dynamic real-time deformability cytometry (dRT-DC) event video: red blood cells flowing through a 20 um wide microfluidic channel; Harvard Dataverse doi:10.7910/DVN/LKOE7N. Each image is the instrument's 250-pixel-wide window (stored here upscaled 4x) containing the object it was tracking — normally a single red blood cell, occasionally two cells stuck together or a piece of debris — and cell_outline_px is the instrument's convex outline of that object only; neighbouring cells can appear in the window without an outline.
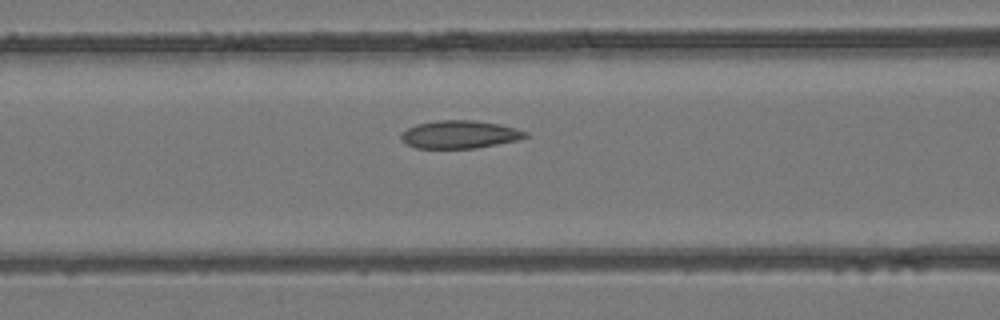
{"species": "common noctule bat (a hibernating species)", "species_latin": "Nyctalus noctula", "temperature_condition": "room temperature", "stored_images_in_passage": 31, "camera_frame_rate_fps": 3000, "um_per_image_px": 0.085, "animal": {"sex": "female", "body_mass_g": 24.6, "forearm_length_mm": 56.2}, "frame": {"image": 1, "passage_image": 15, "time_ms": 4.667, "image_size_px": [1000, 320], "cell_outline_px": [[528, 136], [516, 140], [476, 148], [416, 148], [400, 140], [400, 132], [416, 124], [436, 120], [472, 120], [500, 124], [516, 128], [528, 132]], "centroid_in_image_um": [39.04, 11.42], "position_along_channel_um": 127.6, "area_um2": 20.23}}
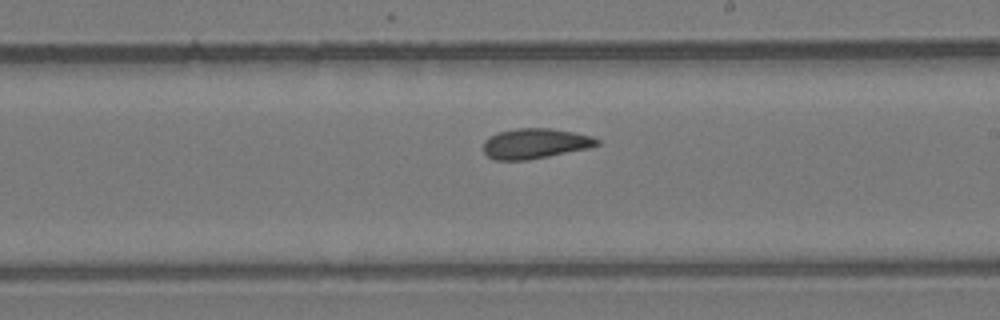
{"frame": {"image": 2, "passage_image": 23, "time_ms": 7.333, "image_size_px": [1000, 320], "cell_outline_px": [[600, 144], [588, 148], [528, 160], [492, 160], [484, 152], [484, 140], [500, 132], [516, 128], [548, 128], [572, 132], [592, 136], [600, 140]], "centroid_in_image_um": [45.48, 12.2], "position_along_channel_um": 243.5, "area_um2": 19.83}}
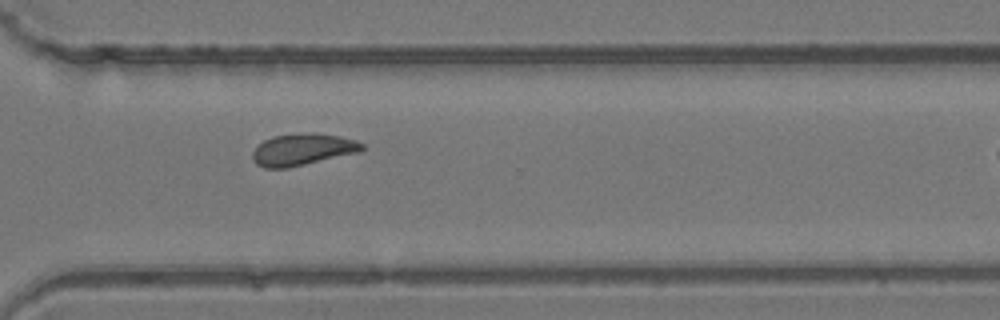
{"frame": {"image": 3, "passage_image": 30, "time_ms": 9.667, "image_size_px": [1000, 320], "cell_outline_px": [[364, 148], [360, 152], [288, 168], [264, 168], [256, 164], [252, 160], [252, 152], [264, 140], [272, 136], [312, 132], [316, 132], [340, 136], [356, 140], [364, 144]], "centroid_in_image_um": [25.73, 12.71], "position_along_channel_um": 344.9, "area_um2": 20.4}}